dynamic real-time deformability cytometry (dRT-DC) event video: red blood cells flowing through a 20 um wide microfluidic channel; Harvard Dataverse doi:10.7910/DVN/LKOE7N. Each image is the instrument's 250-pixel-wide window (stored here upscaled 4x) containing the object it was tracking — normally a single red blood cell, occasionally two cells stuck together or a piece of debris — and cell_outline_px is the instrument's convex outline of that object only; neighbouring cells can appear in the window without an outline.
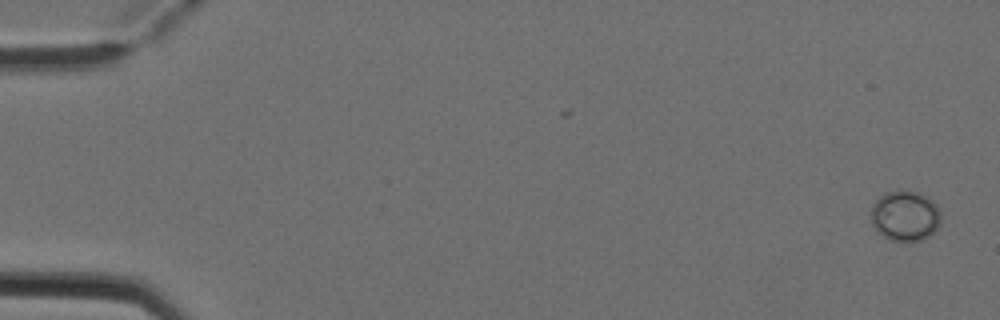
{"species": "Egyptian fruit bat (a non-hibernating species)", "species_latin": "Rousettus aegyptiacus", "temperature_condition": "cold", "stored_images_in_passage": 7, "camera_frame_rate_fps": 3000, "um_per_image_px": 0.085, "animal": {"sex": "female"}, "frame": {"image": 1, "passage_image": 1, "time_ms": 0.0, "image_size_px": [1000, 320], "cell_outline_px": [[940, 224], [928, 236], [920, 240], [888, 240], [876, 232], [872, 224], [872, 204], [880, 196], [888, 192], [920, 192], [932, 200], [936, 204], [940, 212]], "centroid_in_image_um": [76.92, 18.36], "position_along_channel_um": 8.1, "area_um2": 20.23}}
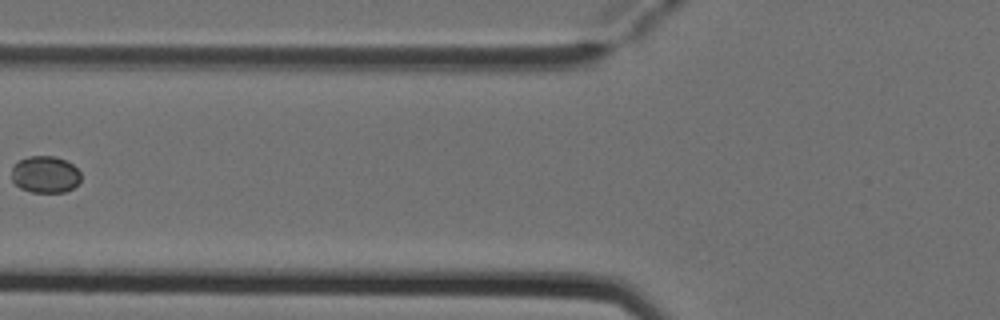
{"frame": {"image": 2, "passage_image": 6, "time_ms": 1.667, "image_size_px": [1000, 320], "cell_outline_px": [[80, 180], [72, 188], [64, 192], [32, 192], [20, 188], [12, 180], [12, 168], [20, 160], [28, 156], [56, 156], [72, 164], [80, 172]], "centroid_in_image_um": [3.84, 14.82], "position_along_channel_um": 122.0, "area_um2": 14.74}}
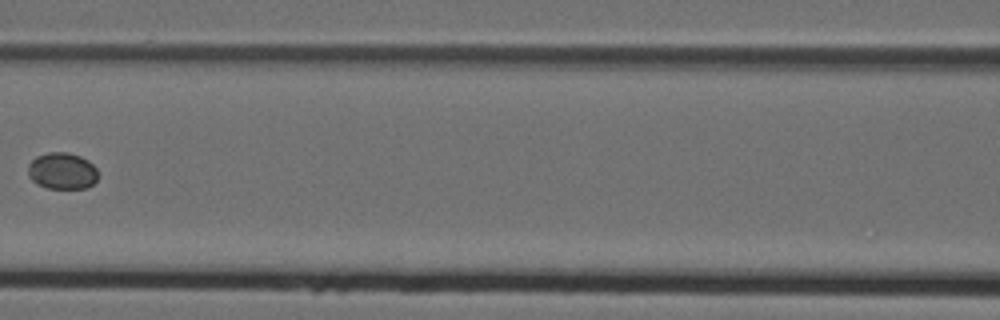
{"frame": {"image": 3, "passage_image": 7, "time_ms": 2.0, "image_size_px": [1000, 320], "cell_outline_px": [[96, 180], [88, 188], [48, 188], [36, 184], [28, 176], [28, 164], [36, 156], [48, 152], [68, 152], [80, 156], [88, 160], [96, 168]], "centroid_in_image_um": [5.26, 14.52], "position_along_channel_um": 161.3, "area_um2": 14.97}}